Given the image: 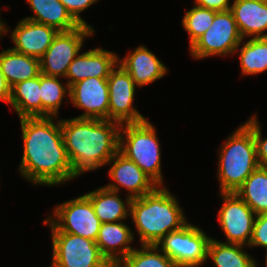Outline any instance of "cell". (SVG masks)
Wrapping results in <instances>:
<instances>
[{
  "label": "cell",
  "instance_id": "cell-36",
  "mask_svg": "<svg viewBox=\"0 0 267 267\" xmlns=\"http://www.w3.org/2000/svg\"><path fill=\"white\" fill-rule=\"evenodd\" d=\"M265 261H266V262H265V263H266L265 265H266V267H267V253H266V260H265Z\"/></svg>",
  "mask_w": 267,
  "mask_h": 267
},
{
  "label": "cell",
  "instance_id": "cell-34",
  "mask_svg": "<svg viewBox=\"0 0 267 267\" xmlns=\"http://www.w3.org/2000/svg\"><path fill=\"white\" fill-rule=\"evenodd\" d=\"M11 98V86L8 84L0 70V100L9 103Z\"/></svg>",
  "mask_w": 267,
  "mask_h": 267
},
{
  "label": "cell",
  "instance_id": "cell-4",
  "mask_svg": "<svg viewBox=\"0 0 267 267\" xmlns=\"http://www.w3.org/2000/svg\"><path fill=\"white\" fill-rule=\"evenodd\" d=\"M221 148L218 168L220 192H235L259 167L252 130L244 123Z\"/></svg>",
  "mask_w": 267,
  "mask_h": 267
},
{
  "label": "cell",
  "instance_id": "cell-13",
  "mask_svg": "<svg viewBox=\"0 0 267 267\" xmlns=\"http://www.w3.org/2000/svg\"><path fill=\"white\" fill-rule=\"evenodd\" d=\"M69 97L73 104L85 110L78 118L108 120L109 88L107 78H86L71 85Z\"/></svg>",
  "mask_w": 267,
  "mask_h": 267
},
{
  "label": "cell",
  "instance_id": "cell-25",
  "mask_svg": "<svg viewBox=\"0 0 267 267\" xmlns=\"http://www.w3.org/2000/svg\"><path fill=\"white\" fill-rule=\"evenodd\" d=\"M242 247L243 245L223 243L211 238L207 259L211 258L216 267H257L255 260Z\"/></svg>",
  "mask_w": 267,
  "mask_h": 267
},
{
  "label": "cell",
  "instance_id": "cell-18",
  "mask_svg": "<svg viewBox=\"0 0 267 267\" xmlns=\"http://www.w3.org/2000/svg\"><path fill=\"white\" fill-rule=\"evenodd\" d=\"M134 239L130 228L123 222L101 223L95 241L101 254L115 267L116 264L134 250L129 243ZM119 249V252L116 250ZM120 254V256H118Z\"/></svg>",
  "mask_w": 267,
  "mask_h": 267
},
{
  "label": "cell",
  "instance_id": "cell-3",
  "mask_svg": "<svg viewBox=\"0 0 267 267\" xmlns=\"http://www.w3.org/2000/svg\"><path fill=\"white\" fill-rule=\"evenodd\" d=\"M161 187L142 197L132 198L130 214L141 245H156L165 235L188 223L177 199L167 188Z\"/></svg>",
  "mask_w": 267,
  "mask_h": 267
},
{
  "label": "cell",
  "instance_id": "cell-5",
  "mask_svg": "<svg viewBox=\"0 0 267 267\" xmlns=\"http://www.w3.org/2000/svg\"><path fill=\"white\" fill-rule=\"evenodd\" d=\"M119 152L137 164L158 186L162 185L160 144L148 120L121 124Z\"/></svg>",
  "mask_w": 267,
  "mask_h": 267
},
{
  "label": "cell",
  "instance_id": "cell-10",
  "mask_svg": "<svg viewBox=\"0 0 267 267\" xmlns=\"http://www.w3.org/2000/svg\"><path fill=\"white\" fill-rule=\"evenodd\" d=\"M91 26L80 25L74 30L58 32L52 44L39 59L41 73L47 76L65 77L70 63L79 54L85 37L91 36Z\"/></svg>",
  "mask_w": 267,
  "mask_h": 267
},
{
  "label": "cell",
  "instance_id": "cell-17",
  "mask_svg": "<svg viewBox=\"0 0 267 267\" xmlns=\"http://www.w3.org/2000/svg\"><path fill=\"white\" fill-rule=\"evenodd\" d=\"M230 10L243 39L267 37V0H234Z\"/></svg>",
  "mask_w": 267,
  "mask_h": 267
},
{
  "label": "cell",
  "instance_id": "cell-7",
  "mask_svg": "<svg viewBox=\"0 0 267 267\" xmlns=\"http://www.w3.org/2000/svg\"><path fill=\"white\" fill-rule=\"evenodd\" d=\"M211 238L192 224L165 235L156 246L168 256L177 267H198L207 259V249Z\"/></svg>",
  "mask_w": 267,
  "mask_h": 267
},
{
  "label": "cell",
  "instance_id": "cell-22",
  "mask_svg": "<svg viewBox=\"0 0 267 267\" xmlns=\"http://www.w3.org/2000/svg\"><path fill=\"white\" fill-rule=\"evenodd\" d=\"M117 194V191L110 190L105 186L85 194L91 201L101 223L120 222L130 214L132 198L127 196L126 203H124ZM126 206L128 207L126 208Z\"/></svg>",
  "mask_w": 267,
  "mask_h": 267
},
{
  "label": "cell",
  "instance_id": "cell-33",
  "mask_svg": "<svg viewBox=\"0 0 267 267\" xmlns=\"http://www.w3.org/2000/svg\"><path fill=\"white\" fill-rule=\"evenodd\" d=\"M194 5L214 11L230 10L229 0H195Z\"/></svg>",
  "mask_w": 267,
  "mask_h": 267
},
{
  "label": "cell",
  "instance_id": "cell-31",
  "mask_svg": "<svg viewBox=\"0 0 267 267\" xmlns=\"http://www.w3.org/2000/svg\"><path fill=\"white\" fill-rule=\"evenodd\" d=\"M248 246H261L267 250V213L256 215L252 237Z\"/></svg>",
  "mask_w": 267,
  "mask_h": 267
},
{
  "label": "cell",
  "instance_id": "cell-15",
  "mask_svg": "<svg viewBox=\"0 0 267 267\" xmlns=\"http://www.w3.org/2000/svg\"><path fill=\"white\" fill-rule=\"evenodd\" d=\"M117 61L119 60L115 53L101 48L77 55L68 67L65 77L71 80L66 85L70 87L80 80L91 77L108 78L111 71L116 68Z\"/></svg>",
  "mask_w": 267,
  "mask_h": 267
},
{
  "label": "cell",
  "instance_id": "cell-24",
  "mask_svg": "<svg viewBox=\"0 0 267 267\" xmlns=\"http://www.w3.org/2000/svg\"><path fill=\"white\" fill-rule=\"evenodd\" d=\"M257 214L267 213V166H259L234 192Z\"/></svg>",
  "mask_w": 267,
  "mask_h": 267
},
{
  "label": "cell",
  "instance_id": "cell-27",
  "mask_svg": "<svg viewBox=\"0 0 267 267\" xmlns=\"http://www.w3.org/2000/svg\"><path fill=\"white\" fill-rule=\"evenodd\" d=\"M66 87L62 85L58 77L40 74L42 117H54L57 115L67 91L69 95L70 88L68 86Z\"/></svg>",
  "mask_w": 267,
  "mask_h": 267
},
{
  "label": "cell",
  "instance_id": "cell-16",
  "mask_svg": "<svg viewBox=\"0 0 267 267\" xmlns=\"http://www.w3.org/2000/svg\"><path fill=\"white\" fill-rule=\"evenodd\" d=\"M58 31L42 23L22 19L11 34L12 50L40 59L52 44Z\"/></svg>",
  "mask_w": 267,
  "mask_h": 267
},
{
  "label": "cell",
  "instance_id": "cell-19",
  "mask_svg": "<svg viewBox=\"0 0 267 267\" xmlns=\"http://www.w3.org/2000/svg\"><path fill=\"white\" fill-rule=\"evenodd\" d=\"M129 73L136 86L142 87L162 78L168 71L165 65L145 46L137 47L125 59L118 61Z\"/></svg>",
  "mask_w": 267,
  "mask_h": 267
},
{
  "label": "cell",
  "instance_id": "cell-23",
  "mask_svg": "<svg viewBox=\"0 0 267 267\" xmlns=\"http://www.w3.org/2000/svg\"><path fill=\"white\" fill-rule=\"evenodd\" d=\"M40 75L19 82L11 88V104L19 118L42 117V102L40 98Z\"/></svg>",
  "mask_w": 267,
  "mask_h": 267
},
{
  "label": "cell",
  "instance_id": "cell-30",
  "mask_svg": "<svg viewBox=\"0 0 267 267\" xmlns=\"http://www.w3.org/2000/svg\"><path fill=\"white\" fill-rule=\"evenodd\" d=\"M245 124L253 132L259 166H267V138L264 139L261 137V128L259 122L255 116H252Z\"/></svg>",
  "mask_w": 267,
  "mask_h": 267
},
{
  "label": "cell",
  "instance_id": "cell-12",
  "mask_svg": "<svg viewBox=\"0 0 267 267\" xmlns=\"http://www.w3.org/2000/svg\"><path fill=\"white\" fill-rule=\"evenodd\" d=\"M221 195L224 202L218 217L227 243L249 245L256 214L236 193Z\"/></svg>",
  "mask_w": 267,
  "mask_h": 267
},
{
  "label": "cell",
  "instance_id": "cell-28",
  "mask_svg": "<svg viewBox=\"0 0 267 267\" xmlns=\"http://www.w3.org/2000/svg\"><path fill=\"white\" fill-rule=\"evenodd\" d=\"M159 252L156 245H142L141 249L135 248L115 267H177L165 253Z\"/></svg>",
  "mask_w": 267,
  "mask_h": 267
},
{
  "label": "cell",
  "instance_id": "cell-1",
  "mask_svg": "<svg viewBox=\"0 0 267 267\" xmlns=\"http://www.w3.org/2000/svg\"><path fill=\"white\" fill-rule=\"evenodd\" d=\"M24 144L20 173L38 185H56L77 177L62 135L61 120L52 117L21 118Z\"/></svg>",
  "mask_w": 267,
  "mask_h": 267
},
{
  "label": "cell",
  "instance_id": "cell-9",
  "mask_svg": "<svg viewBox=\"0 0 267 267\" xmlns=\"http://www.w3.org/2000/svg\"><path fill=\"white\" fill-rule=\"evenodd\" d=\"M48 220L60 232L71 233L93 241L97 240L101 226V221L85 194L56 206L54 217Z\"/></svg>",
  "mask_w": 267,
  "mask_h": 267
},
{
  "label": "cell",
  "instance_id": "cell-6",
  "mask_svg": "<svg viewBox=\"0 0 267 267\" xmlns=\"http://www.w3.org/2000/svg\"><path fill=\"white\" fill-rule=\"evenodd\" d=\"M52 230L50 267H113L101 254L96 242L71 233L60 232L49 220Z\"/></svg>",
  "mask_w": 267,
  "mask_h": 267
},
{
  "label": "cell",
  "instance_id": "cell-20",
  "mask_svg": "<svg viewBox=\"0 0 267 267\" xmlns=\"http://www.w3.org/2000/svg\"><path fill=\"white\" fill-rule=\"evenodd\" d=\"M26 1L35 14L25 19L45 24L58 32L71 31L81 25L71 16L60 0Z\"/></svg>",
  "mask_w": 267,
  "mask_h": 267
},
{
  "label": "cell",
  "instance_id": "cell-11",
  "mask_svg": "<svg viewBox=\"0 0 267 267\" xmlns=\"http://www.w3.org/2000/svg\"><path fill=\"white\" fill-rule=\"evenodd\" d=\"M107 83L109 88L108 120L119 124L139 123L147 120L132 105L136 85L120 64H117L116 69L111 71Z\"/></svg>",
  "mask_w": 267,
  "mask_h": 267
},
{
  "label": "cell",
  "instance_id": "cell-29",
  "mask_svg": "<svg viewBox=\"0 0 267 267\" xmlns=\"http://www.w3.org/2000/svg\"><path fill=\"white\" fill-rule=\"evenodd\" d=\"M194 6L192 9L186 11L182 19V25L189 33L190 46L208 30L217 12L197 5Z\"/></svg>",
  "mask_w": 267,
  "mask_h": 267
},
{
  "label": "cell",
  "instance_id": "cell-2",
  "mask_svg": "<svg viewBox=\"0 0 267 267\" xmlns=\"http://www.w3.org/2000/svg\"><path fill=\"white\" fill-rule=\"evenodd\" d=\"M119 128L121 124L111 120H61L64 145L76 176L108 164L119 151Z\"/></svg>",
  "mask_w": 267,
  "mask_h": 267
},
{
  "label": "cell",
  "instance_id": "cell-8",
  "mask_svg": "<svg viewBox=\"0 0 267 267\" xmlns=\"http://www.w3.org/2000/svg\"><path fill=\"white\" fill-rule=\"evenodd\" d=\"M242 40L231 10L219 11L208 30L190 46V52L195 59L235 53Z\"/></svg>",
  "mask_w": 267,
  "mask_h": 267
},
{
  "label": "cell",
  "instance_id": "cell-26",
  "mask_svg": "<svg viewBox=\"0 0 267 267\" xmlns=\"http://www.w3.org/2000/svg\"><path fill=\"white\" fill-rule=\"evenodd\" d=\"M242 74L254 75L267 70V37L251 38L240 48Z\"/></svg>",
  "mask_w": 267,
  "mask_h": 267
},
{
  "label": "cell",
  "instance_id": "cell-35",
  "mask_svg": "<svg viewBox=\"0 0 267 267\" xmlns=\"http://www.w3.org/2000/svg\"><path fill=\"white\" fill-rule=\"evenodd\" d=\"M6 31L8 32V29L5 27V23L0 20V37L2 36V33H6Z\"/></svg>",
  "mask_w": 267,
  "mask_h": 267
},
{
  "label": "cell",
  "instance_id": "cell-32",
  "mask_svg": "<svg viewBox=\"0 0 267 267\" xmlns=\"http://www.w3.org/2000/svg\"><path fill=\"white\" fill-rule=\"evenodd\" d=\"M98 0H60L71 16L81 25L89 26L80 17V13Z\"/></svg>",
  "mask_w": 267,
  "mask_h": 267
},
{
  "label": "cell",
  "instance_id": "cell-14",
  "mask_svg": "<svg viewBox=\"0 0 267 267\" xmlns=\"http://www.w3.org/2000/svg\"><path fill=\"white\" fill-rule=\"evenodd\" d=\"M111 162L114 163L109 169V175L115 183L106 185V188L118 192L120 186H123L130 191L128 196L137 198L153 192L158 187L137 164L119 151L108 161V164Z\"/></svg>",
  "mask_w": 267,
  "mask_h": 267
},
{
  "label": "cell",
  "instance_id": "cell-21",
  "mask_svg": "<svg viewBox=\"0 0 267 267\" xmlns=\"http://www.w3.org/2000/svg\"><path fill=\"white\" fill-rule=\"evenodd\" d=\"M0 70L11 88L41 74L38 58L18 53L11 48L0 53Z\"/></svg>",
  "mask_w": 267,
  "mask_h": 267
}]
</instances>
